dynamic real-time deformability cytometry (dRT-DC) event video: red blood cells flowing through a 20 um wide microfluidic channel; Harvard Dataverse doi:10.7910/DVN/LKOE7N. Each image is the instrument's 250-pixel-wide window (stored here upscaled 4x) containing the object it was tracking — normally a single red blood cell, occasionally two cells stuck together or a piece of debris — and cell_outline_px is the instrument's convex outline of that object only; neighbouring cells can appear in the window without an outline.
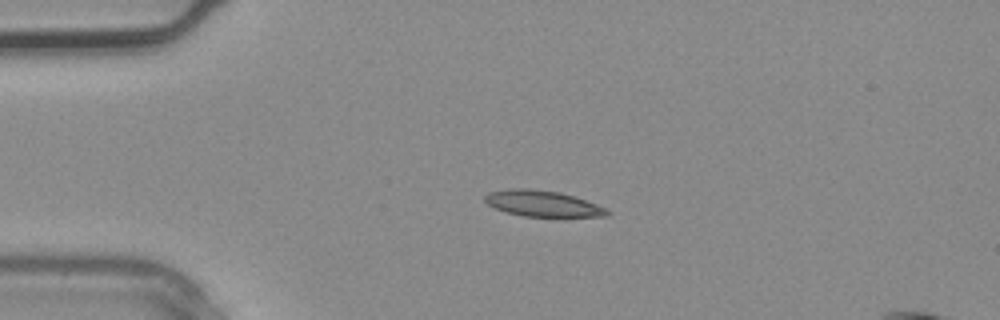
{"species": "common noctule bat (a hibernating species)", "species_latin": "Nyctalus noctula", "temperature_condition": "warm", "stored_images_in_passage": 3, "camera_frame_rate_fps": 3000, "um_per_image_px": 0.085, "animal": {"sex": "male", "body_mass_g": 20.4}, "frame": {"image": 1, "passage_image": 2, "time_ms": 0.333, "image_size_px": [1000, 320], "cell_outline_px": [[608, 216], [524, 216], [508, 212], [496, 208], [488, 204], [484, 200], [484, 196], [488, 192], [512, 188], [528, 188], [560, 192], [596, 204], [604, 208], [608, 212]], "centroid_in_image_um": [46.06, 17.28], "position_along_channel_um": 38.9, "area_um2": 18.09}}